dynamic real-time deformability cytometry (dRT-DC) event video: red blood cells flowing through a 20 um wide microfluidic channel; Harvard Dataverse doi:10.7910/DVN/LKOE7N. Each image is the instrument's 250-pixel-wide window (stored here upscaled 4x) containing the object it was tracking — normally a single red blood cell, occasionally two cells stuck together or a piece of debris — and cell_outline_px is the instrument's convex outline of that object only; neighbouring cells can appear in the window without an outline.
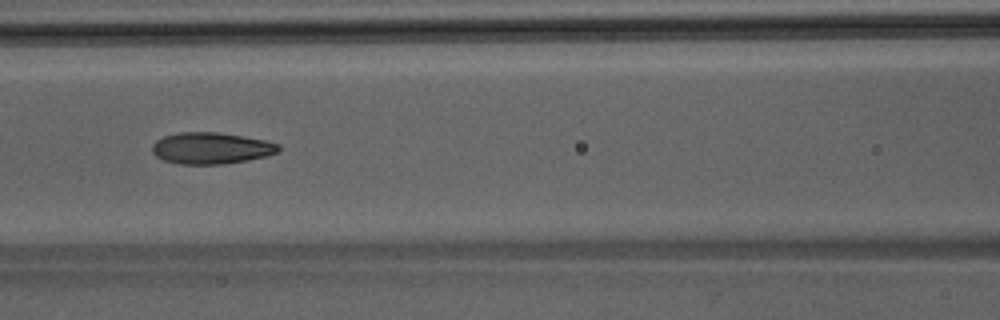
{"species": "Egyptian fruit bat (a non-hibernating species)", "species_latin": "Rousettus aegyptiacus", "temperature_condition": "room temperature", "stored_images_in_passage": 46, "camera_frame_rate_fps": 3000, "um_per_image_px": 0.085, "animal": {"sex": "male"}, "frame": {"image": 1, "passage_image": 19, "time_ms": 6.0, "image_size_px": [1000, 320], "cell_outline_px": [[280, 148], [276, 152], [268, 156], [248, 160], [224, 164], [180, 164], [164, 160], [156, 156], [152, 152], [152, 144], [156, 140], [164, 136], [180, 132], [216, 132], [268, 140], [280, 144]], "centroid_in_image_um": [17.96, 12.59], "position_along_channel_um": 148.6, "area_um2": 23.29}}
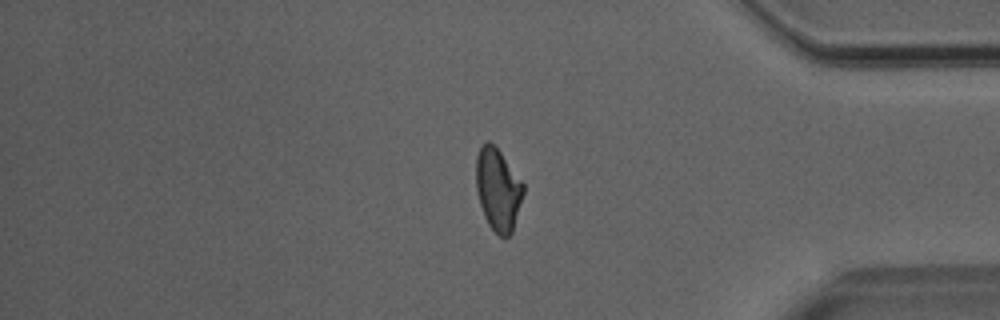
{"frame": {"image": 2, "passage_image": 38, "time_ms": 12.333, "image_size_px": [1000, 320], "cell_outline_px": [[524, 192], [512, 232], [508, 236], [500, 236], [488, 224], [484, 216], [480, 204], [476, 188], [476, 156], [480, 148], [488, 140], [500, 152], [524, 184]], "centroid_in_image_um": [42.32, 16.11], "position_along_channel_um": 392.9, "area_um2": 22.31}}
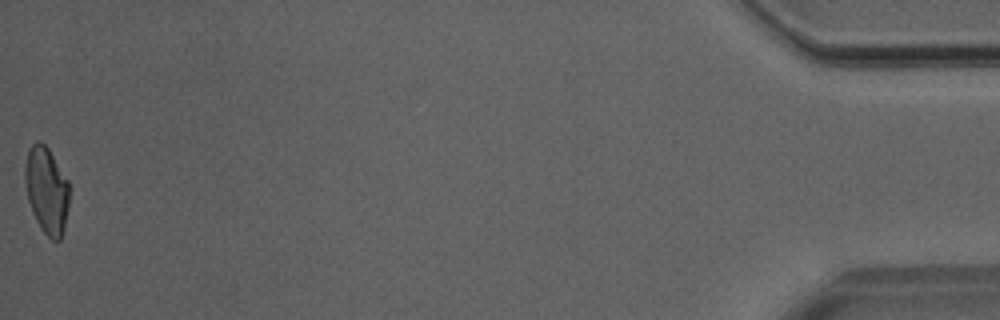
{"frame": {"image": 3, "passage_image": 46, "time_ms": 15.0, "image_size_px": [1000, 320], "cell_outline_px": [[68, 204], [64, 228], [60, 240], [52, 240], [40, 228], [32, 212], [28, 200], [24, 180], [24, 168], [28, 148], [36, 140], [40, 140], [48, 148], [68, 180]], "centroid_in_image_um": [3.93, 16.14], "position_along_channel_um": 431.3, "area_um2": 22.37}}